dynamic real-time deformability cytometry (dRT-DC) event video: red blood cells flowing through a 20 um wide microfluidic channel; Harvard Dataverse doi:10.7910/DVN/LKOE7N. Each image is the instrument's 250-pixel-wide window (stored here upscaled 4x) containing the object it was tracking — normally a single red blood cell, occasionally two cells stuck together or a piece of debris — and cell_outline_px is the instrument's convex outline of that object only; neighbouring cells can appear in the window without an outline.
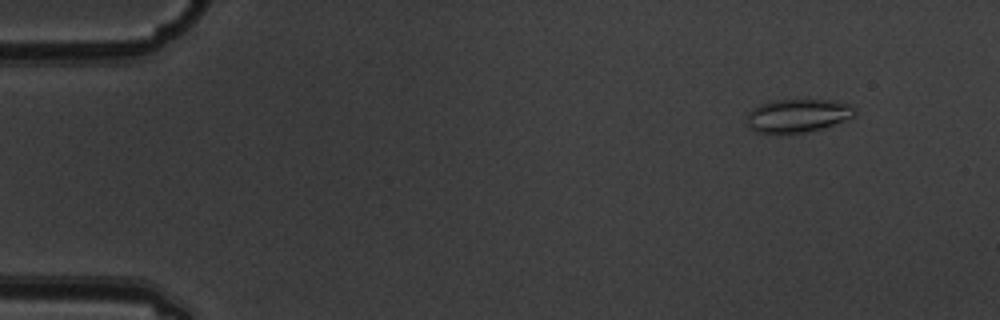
{"species": "common noctule bat (a hibernating species)", "species_latin": "Nyctalus noctula", "temperature_condition": "warm", "stored_images_in_passage": 5, "camera_frame_rate_fps": 3000, "um_per_image_px": 0.085, "animal": {"sex": "male", "body_mass_g": 19.5, "forearm_length_mm": 54.6}, "frame": {"image": 1, "passage_image": 2, "time_ms": 0.333, "image_size_px": [1000, 320], "cell_outline_px": [[856, 116], [824, 128], [804, 132], [756, 132], [748, 124], [748, 112], [752, 108], [760, 104], [772, 100], [836, 100], [852, 104], [856, 108]], "centroid_in_image_um": [67.89, 9.8], "position_along_channel_um": 17.1, "area_um2": 20.92}}
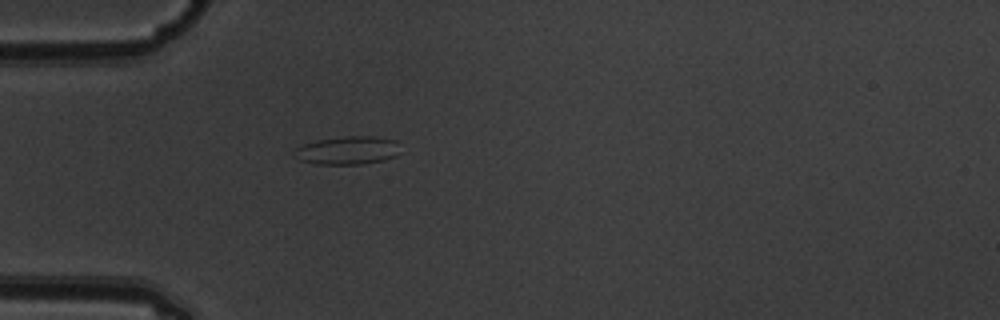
{"frame": {"image": 2, "passage_image": 5, "time_ms": 1.333, "image_size_px": [1000, 320], "cell_outline_px": [[396, 156], [384, 160], [360, 164], [316, 164], [300, 160], [296, 148], [304, 144], [316, 140], [344, 136], [372, 136], [396, 140]], "centroid_in_image_um": [29.56, 12.77], "position_along_channel_um": 55.4, "area_um2": 16.99}}